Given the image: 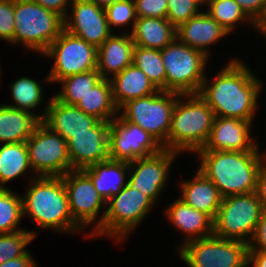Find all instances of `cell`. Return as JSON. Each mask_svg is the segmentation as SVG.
<instances>
[{"label":"cell","mask_w":266,"mask_h":267,"mask_svg":"<svg viewBox=\"0 0 266 267\" xmlns=\"http://www.w3.org/2000/svg\"><path fill=\"white\" fill-rule=\"evenodd\" d=\"M23 218L22 194L0 189V234L26 230L19 226Z\"/></svg>","instance_id":"836d02e7"},{"label":"cell","mask_w":266,"mask_h":267,"mask_svg":"<svg viewBox=\"0 0 266 267\" xmlns=\"http://www.w3.org/2000/svg\"><path fill=\"white\" fill-rule=\"evenodd\" d=\"M41 120L32 113L0 105V143L26 142Z\"/></svg>","instance_id":"4316f807"},{"label":"cell","mask_w":266,"mask_h":267,"mask_svg":"<svg viewBox=\"0 0 266 267\" xmlns=\"http://www.w3.org/2000/svg\"><path fill=\"white\" fill-rule=\"evenodd\" d=\"M83 171L90 177L95 189L107 202L128 183L129 162L107 159L84 168Z\"/></svg>","instance_id":"cb8c5ba5"},{"label":"cell","mask_w":266,"mask_h":267,"mask_svg":"<svg viewBox=\"0 0 266 267\" xmlns=\"http://www.w3.org/2000/svg\"><path fill=\"white\" fill-rule=\"evenodd\" d=\"M254 28L261 33L264 39H266V3L263 8L262 13L258 17V19L254 22Z\"/></svg>","instance_id":"bcb514c9"},{"label":"cell","mask_w":266,"mask_h":267,"mask_svg":"<svg viewBox=\"0 0 266 267\" xmlns=\"http://www.w3.org/2000/svg\"><path fill=\"white\" fill-rule=\"evenodd\" d=\"M15 30L13 45L42 55L64 29V20L57 13L33 0H14Z\"/></svg>","instance_id":"5b68a950"},{"label":"cell","mask_w":266,"mask_h":267,"mask_svg":"<svg viewBox=\"0 0 266 267\" xmlns=\"http://www.w3.org/2000/svg\"><path fill=\"white\" fill-rule=\"evenodd\" d=\"M25 178H28V188L22 196L23 216L29 217L42 231L61 234L84 231L71 215L62 177L31 174Z\"/></svg>","instance_id":"7a4b0ae2"},{"label":"cell","mask_w":266,"mask_h":267,"mask_svg":"<svg viewBox=\"0 0 266 267\" xmlns=\"http://www.w3.org/2000/svg\"><path fill=\"white\" fill-rule=\"evenodd\" d=\"M42 55L53 59L52 68L43 81L47 84L97 68V48L65 29Z\"/></svg>","instance_id":"8fae6325"},{"label":"cell","mask_w":266,"mask_h":267,"mask_svg":"<svg viewBox=\"0 0 266 267\" xmlns=\"http://www.w3.org/2000/svg\"><path fill=\"white\" fill-rule=\"evenodd\" d=\"M156 205L127 183L106 202L103 224L90 238L108 237L120 243L132 234Z\"/></svg>","instance_id":"8992f818"},{"label":"cell","mask_w":266,"mask_h":267,"mask_svg":"<svg viewBox=\"0 0 266 267\" xmlns=\"http://www.w3.org/2000/svg\"><path fill=\"white\" fill-rule=\"evenodd\" d=\"M133 64L142 70L158 90L166 91V71L161 50L134 46Z\"/></svg>","instance_id":"d6a6232c"},{"label":"cell","mask_w":266,"mask_h":267,"mask_svg":"<svg viewBox=\"0 0 266 267\" xmlns=\"http://www.w3.org/2000/svg\"><path fill=\"white\" fill-rule=\"evenodd\" d=\"M263 210L255 192L223 197L213 220V235L249 243Z\"/></svg>","instance_id":"9c48e42d"},{"label":"cell","mask_w":266,"mask_h":267,"mask_svg":"<svg viewBox=\"0 0 266 267\" xmlns=\"http://www.w3.org/2000/svg\"><path fill=\"white\" fill-rule=\"evenodd\" d=\"M45 105L41 113V122L65 141L75 134L90 132V128L99 121L96 117L84 113L76 105L62 103L53 95Z\"/></svg>","instance_id":"d6986e66"},{"label":"cell","mask_w":266,"mask_h":267,"mask_svg":"<svg viewBox=\"0 0 266 267\" xmlns=\"http://www.w3.org/2000/svg\"><path fill=\"white\" fill-rule=\"evenodd\" d=\"M255 194L258 196L262 203L263 208L266 210V165L263 164L258 171L256 179Z\"/></svg>","instance_id":"7bdbcfd3"},{"label":"cell","mask_w":266,"mask_h":267,"mask_svg":"<svg viewBox=\"0 0 266 267\" xmlns=\"http://www.w3.org/2000/svg\"><path fill=\"white\" fill-rule=\"evenodd\" d=\"M161 56L166 71V91L178 94L199 93L209 57L184 44L177 37L161 50Z\"/></svg>","instance_id":"52a82bcc"},{"label":"cell","mask_w":266,"mask_h":267,"mask_svg":"<svg viewBox=\"0 0 266 267\" xmlns=\"http://www.w3.org/2000/svg\"><path fill=\"white\" fill-rule=\"evenodd\" d=\"M110 29L127 27L132 32L137 20L134 0H118L104 8Z\"/></svg>","instance_id":"d590c367"},{"label":"cell","mask_w":266,"mask_h":267,"mask_svg":"<svg viewBox=\"0 0 266 267\" xmlns=\"http://www.w3.org/2000/svg\"><path fill=\"white\" fill-rule=\"evenodd\" d=\"M188 267H248V243L211 235L191 240L178 249Z\"/></svg>","instance_id":"30bf717a"},{"label":"cell","mask_w":266,"mask_h":267,"mask_svg":"<svg viewBox=\"0 0 266 267\" xmlns=\"http://www.w3.org/2000/svg\"><path fill=\"white\" fill-rule=\"evenodd\" d=\"M181 199L185 204L204 212L213 220L222 202L218 188L199 169L191 180H180Z\"/></svg>","instance_id":"603a6c76"},{"label":"cell","mask_w":266,"mask_h":267,"mask_svg":"<svg viewBox=\"0 0 266 267\" xmlns=\"http://www.w3.org/2000/svg\"><path fill=\"white\" fill-rule=\"evenodd\" d=\"M101 79L102 77L96 69L67 76L57 82L61 89L55 91L53 96L62 103L77 105L81 98Z\"/></svg>","instance_id":"f546056e"},{"label":"cell","mask_w":266,"mask_h":267,"mask_svg":"<svg viewBox=\"0 0 266 267\" xmlns=\"http://www.w3.org/2000/svg\"><path fill=\"white\" fill-rule=\"evenodd\" d=\"M33 1H35L37 4L41 5L44 8L57 13L64 19L69 10L68 6H70L74 0H33Z\"/></svg>","instance_id":"b9f144b4"},{"label":"cell","mask_w":266,"mask_h":267,"mask_svg":"<svg viewBox=\"0 0 266 267\" xmlns=\"http://www.w3.org/2000/svg\"><path fill=\"white\" fill-rule=\"evenodd\" d=\"M215 115L213 109L197 94H180L171 116L168 150L180 155L196 153L207 143Z\"/></svg>","instance_id":"277c9868"},{"label":"cell","mask_w":266,"mask_h":267,"mask_svg":"<svg viewBox=\"0 0 266 267\" xmlns=\"http://www.w3.org/2000/svg\"><path fill=\"white\" fill-rule=\"evenodd\" d=\"M251 127L247 120L215 116L209 139L198 151H260Z\"/></svg>","instance_id":"ac0fdd59"},{"label":"cell","mask_w":266,"mask_h":267,"mask_svg":"<svg viewBox=\"0 0 266 267\" xmlns=\"http://www.w3.org/2000/svg\"><path fill=\"white\" fill-rule=\"evenodd\" d=\"M136 46L162 50L176 37V28L167 18L137 17L130 33Z\"/></svg>","instance_id":"484cf974"},{"label":"cell","mask_w":266,"mask_h":267,"mask_svg":"<svg viewBox=\"0 0 266 267\" xmlns=\"http://www.w3.org/2000/svg\"><path fill=\"white\" fill-rule=\"evenodd\" d=\"M266 267V252L248 251V267Z\"/></svg>","instance_id":"f6af8a7d"},{"label":"cell","mask_w":266,"mask_h":267,"mask_svg":"<svg viewBox=\"0 0 266 267\" xmlns=\"http://www.w3.org/2000/svg\"><path fill=\"white\" fill-rule=\"evenodd\" d=\"M63 20L66 31L96 48L114 33L109 27L104 8L92 0H74Z\"/></svg>","instance_id":"2e32d148"},{"label":"cell","mask_w":266,"mask_h":267,"mask_svg":"<svg viewBox=\"0 0 266 267\" xmlns=\"http://www.w3.org/2000/svg\"><path fill=\"white\" fill-rule=\"evenodd\" d=\"M29 252L27 255L10 259L0 264V267H38L34 257Z\"/></svg>","instance_id":"ee69618b"},{"label":"cell","mask_w":266,"mask_h":267,"mask_svg":"<svg viewBox=\"0 0 266 267\" xmlns=\"http://www.w3.org/2000/svg\"><path fill=\"white\" fill-rule=\"evenodd\" d=\"M249 251L266 252V210L261 213L259 222L251 241L248 243Z\"/></svg>","instance_id":"ab89813d"},{"label":"cell","mask_w":266,"mask_h":267,"mask_svg":"<svg viewBox=\"0 0 266 267\" xmlns=\"http://www.w3.org/2000/svg\"><path fill=\"white\" fill-rule=\"evenodd\" d=\"M134 2L137 17H167V0H134Z\"/></svg>","instance_id":"f35d334b"},{"label":"cell","mask_w":266,"mask_h":267,"mask_svg":"<svg viewBox=\"0 0 266 267\" xmlns=\"http://www.w3.org/2000/svg\"><path fill=\"white\" fill-rule=\"evenodd\" d=\"M199 169L222 197L255 192L257 174L264 164L259 151H197Z\"/></svg>","instance_id":"3957f363"},{"label":"cell","mask_w":266,"mask_h":267,"mask_svg":"<svg viewBox=\"0 0 266 267\" xmlns=\"http://www.w3.org/2000/svg\"><path fill=\"white\" fill-rule=\"evenodd\" d=\"M110 83L112 97L118 109L127 101L146 97L159 91L146 74L134 64L110 78Z\"/></svg>","instance_id":"d4e9b609"},{"label":"cell","mask_w":266,"mask_h":267,"mask_svg":"<svg viewBox=\"0 0 266 267\" xmlns=\"http://www.w3.org/2000/svg\"><path fill=\"white\" fill-rule=\"evenodd\" d=\"M225 65L214 78L205 76L198 94L216 117L238 118L252 123L263 84L242 59L230 58Z\"/></svg>","instance_id":"6da1fadb"},{"label":"cell","mask_w":266,"mask_h":267,"mask_svg":"<svg viewBox=\"0 0 266 267\" xmlns=\"http://www.w3.org/2000/svg\"><path fill=\"white\" fill-rule=\"evenodd\" d=\"M14 0H0V39L13 44L15 21Z\"/></svg>","instance_id":"74e56055"},{"label":"cell","mask_w":266,"mask_h":267,"mask_svg":"<svg viewBox=\"0 0 266 267\" xmlns=\"http://www.w3.org/2000/svg\"><path fill=\"white\" fill-rule=\"evenodd\" d=\"M84 113L100 121L110 122L118 116L112 97V86L109 79L102 78L76 105Z\"/></svg>","instance_id":"83f0119b"},{"label":"cell","mask_w":266,"mask_h":267,"mask_svg":"<svg viewBox=\"0 0 266 267\" xmlns=\"http://www.w3.org/2000/svg\"><path fill=\"white\" fill-rule=\"evenodd\" d=\"M94 1L97 5L105 8L106 6L118 1V0H92Z\"/></svg>","instance_id":"7dc6e473"},{"label":"cell","mask_w":266,"mask_h":267,"mask_svg":"<svg viewBox=\"0 0 266 267\" xmlns=\"http://www.w3.org/2000/svg\"><path fill=\"white\" fill-rule=\"evenodd\" d=\"M134 41L125 29L113 33L97 48V68L102 78L109 79L133 64ZM111 76V77H110Z\"/></svg>","instance_id":"44dd1931"},{"label":"cell","mask_w":266,"mask_h":267,"mask_svg":"<svg viewBox=\"0 0 266 267\" xmlns=\"http://www.w3.org/2000/svg\"><path fill=\"white\" fill-rule=\"evenodd\" d=\"M10 91L14 103L6 104L8 106L28 111L36 115L42 121V114L40 112L34 113V110L40 106L43 99V86L40 82L31 77L21 76L10 84Z\"/></svg>","instance_id":"4dcf8cb0"},{"label":"cell","mask_w":266,"mask_h":267,"mask_svg":"<svg viewBox=\"0 0 266 267\" xmlns=\"http://www.w3.org/2000/svg\"><path fill=\"white\" fill-rule=\"evenodd\" d=\"M206 11L214 20H216L230 34L235 31L239 24L249 23L254 27V22L244 13L235 0H207L205 2Z\"/></svg>","instance_id":"1f68e13d"},{"label":"cell","mask_w":266,"mask_h":267,"mask_svg":"<svg viewBox=\"0 0 266 267\" xmlns=\"http://www.w3.org/2000/svg\"><path fill=\"white\" fill-rule=\"evenodd\" d=\"M35 230H20L13 233L0 234V264L20 256L27 255L26 248L37 236Z\"/></svg>","instance_id":"e575fe53"},{"label":"cell","mask_w":266,"mask_h":267,"mask_svg":"<svg viewBox=\"0 0 266 267\" xmlns=\"http://www.w3.org/2000/svg\"><path fill=\"white\" fill-rule=\"evenodd\" d=\"M180 94L159 90L146 97L127 101L118 109V116L140 126L168 150L171 116Z\"/></svg>","instance_id":"ba28073f"},{"label":"cell","mask_w":266,"mask_h":267,"mask_svg":"<svg viewBox=\"0 0 266 267\" xmlns=\"http://www.w3.org/2000/svg\"><path fill=\"white\" fill-rule=\"evenodd\" d=\"M0 66H1V65H0ZM1 74H2V69L0 68V78H1V76H2Z\"/></svg>","instance_id":"681fc988"},{"label":"cell","mask_w":266,"mask_h":267,"mask_svg":"<svg viewBox=\"0 0 266 267\" xmlns=\"http://www.w3.org/2000/svg\"><path fill=\"white\" fill-rule=\"evenodd\" d=\"M179 155L175 151L162 149L157 154L129 162L128 183L156 204L166 188L171 164Z\"/></svg>","instance_id":"9a60e30c"},{"label":"cell","mask_w":266,"mask_h":267,"mask_svg":"<svg viewBox=\"0 0 266 267\" xmlns=\"http://www.w3.org/2000/svg\"><path fill=\"white\" fill-rule=\"evenodd\" d=\"M166 208L164 215L184 236L183 243L176 250L191 240L213 235V219L206 213L194 209L179 198Z\"/></svg>","instance_id":"7402d4cb"},{"label":"cell","mask_w":266,"mask_h":267,"mask_svg":"<svg viewBox=\"0 0 266 267\" xmlns=\"http://www.w3.org/2000/svg\"><path fill=\"white\" fill-rule=\"evenodd\" d=\"M29 160L36 176L62 177L72 170L67 141L42 122L27 139Z\"/></svg>","instance_id":"4fadbf2b"},{"label":"cell","mask_w":266,"mask_h":267,"mask_svg":"<svg viewBox=\"0 0 266 267\" xmlns=\"http://www.w3.org/2000/svg\"><path fill=\"white\" fill-rule=\"evenodd\" d=\"M244 13L255 22L263 11L266 0H235Z\"/></svg>","instance_id":"60d3db41"},{"label":"cell","mask_w":266,"mask_h":267,"mask_svg":"<svg viewBox=\"0 0 266 267\" xmlns=\"http://www.w3.org/2000/svg\"><path fill=\"white\" fill-rule=\"evenodd\" d=\"M32 167L26 142L7 143L0 147V189H7V183L16 180Z\"/></svg>","instance_id":"f1b7e54d"},{"label":"cell","mask_w":266,"mask_h":267,"mask_svg":"<svg viewBox=\"0 0 266 267\" xmlns=\"http://www.w3.org/2000/svg\"><path fill=\"white\" fill-rule=\"evenodd\" d=\"M62 178L73 219L84 230L88 229L87 227L90 225L94 226L92 231L85 235V238H90L103 224L106 213V201L95 189L90 177L83 170H71L63 175ZM103 206V214L99 216Z\"/></svg>","instance_id":"7c38bea8"},{"label":"cell","mask_w":266,"mask_h":267,"mask_svg":"<svg viewBox=\"0 0 266 267\" xmlns=\"http://www.w3.org/2000/svg\"><path fill=\"white\" fill-rule=\"evenodd\" d=\"M109 159L131 162L159 153L163 147L140 126L119 116L109 122Z\"/></svg>","instance_id":"5bb4252c"},{"label":"cell","mask_w":266,"mask_h":267,"mask_svg":"<svg viewBox=\"0 0 266 267\" xmlns=\"http://www.w3.org/2000/svg\"><path fill=\"white\" fill-rule=\"evenodd\" d=\"M167 19L177 29L190 18L201 12L200 7L205 5L203 0H167Z\"/></svg>","instance_id":"8d00e7d4"},{"label":"cell","mask_w":266,"mask_h":267,"mask_svg":"<svg viewBox=\"0 0 266 267\" xmlns=\"http://www.w3.org/2000/svg\"><path fill=\"white\" fill-rule=\"evenodd\" d=\"M109 122L98 121L90 132L75 134L67 141L72 170H83L109 159Z\"/></svg>","instance_id":"e0dca14e"},{"label":"cell","mask_w":266,"mask_h":267,"mask_svg":"<svg viewBox=\"0 0 266 267\" xmlns=\"http://www.w3.org/2000/svg\"><path fill=\"white\" fill-rule=\"evenodd\" d=\"M202 12L190 18L176 29L177 38L191 48L202 51L210 57L209 47L219 40L231 35L207 12Z\"/></svg>","instance_id":"ffe728a7"},{"label":"cell","mask_w":266,"mask_h":267,"mask_svg":"<svg viewBox=\"0 0 266 267\" xmlns=\"http://www.w3.org/2000/svg\"><path fill=\"white\" fill-rule=\"evenodd\" d=\"M263 153V157H264V164L266 165V150Z\"/></svg>","instance_id":"c3c4849f"}]
</instances>
